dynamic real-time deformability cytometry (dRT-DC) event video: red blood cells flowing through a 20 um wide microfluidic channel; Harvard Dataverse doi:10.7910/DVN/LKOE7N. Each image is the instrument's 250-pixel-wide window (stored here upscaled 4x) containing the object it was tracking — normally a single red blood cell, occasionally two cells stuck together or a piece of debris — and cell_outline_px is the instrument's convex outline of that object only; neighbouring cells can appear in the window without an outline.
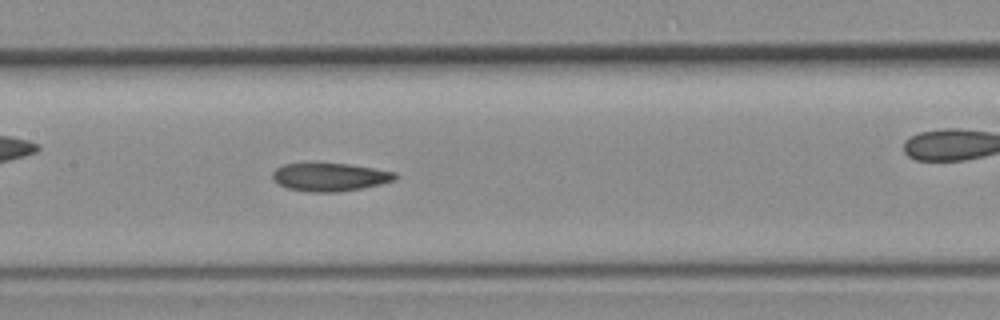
{"species": "common noctule bat (a hibernating species)", "species_latin": "Nyctalus noctula", "temperature_condition": "room temperature", "stored_images_in_passage": 35, "camera_frame_rate_fps": 3000, "um_per_image_px": 0.085, "animal": {"sex": "female", "body_mass_g": 19.3, "forearm_length_mm": 54.1}, "frame": {"image": 1, "passage_image": 11, "time_ms": 3.333, "image_size_px": [1000, 320], "cell_outline_px": [[400, 176], [396, 180], [364, 188], [340, 192], [308, 192], [288, 188], [272, 180], [272, 172], [276, 168], [284, 164], [348, 164], [396, 172]], "centroid_in_image_um": [28.07, 15.06], "position_along_channel_um": 179.3, "area_um2": 20.11}}
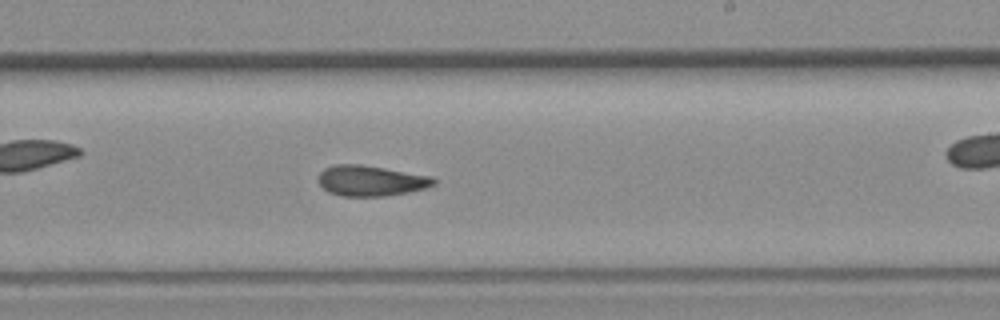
{"frame": {"image": 2, "passage_image": 16, "time_ms": 5.0, "image_size_px": [1000, 320], "cell_outline_px": [[436, 184], [428, 188], [408, 192], [384, 196], [340, 196], [328, 192], [320, 184], [320, 172], [324, 168], [336, 164], [360, 164], [432, 176], [436, 180]], "centroid_in_image_um": [31.55, 15.36], "position_along_channel_um": 257.4, "area_um2": 20.52}}
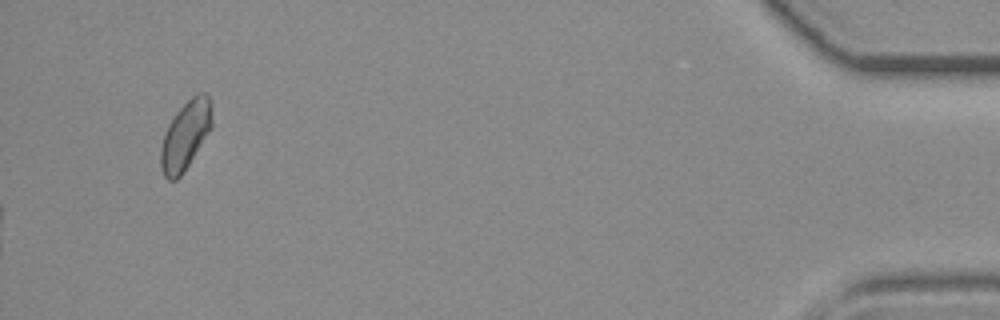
{"frame": {"image": 3, "passage_image": 35, "time_ms": 11.333, "image_size_px": [1000, 320], "cell_outline_px": [[212, 128], [184, 172], [176, 180], [168, 180], [164, 176], [160, 168], [160, 148], [164, 132], [168, 124], [176, 112], [196, 92], [204, 92], [212, 100]], "centroid_in_image_um": [15.77, 11.49], "position_along_channel_um": 419.4, "area_um2": 20.87}}